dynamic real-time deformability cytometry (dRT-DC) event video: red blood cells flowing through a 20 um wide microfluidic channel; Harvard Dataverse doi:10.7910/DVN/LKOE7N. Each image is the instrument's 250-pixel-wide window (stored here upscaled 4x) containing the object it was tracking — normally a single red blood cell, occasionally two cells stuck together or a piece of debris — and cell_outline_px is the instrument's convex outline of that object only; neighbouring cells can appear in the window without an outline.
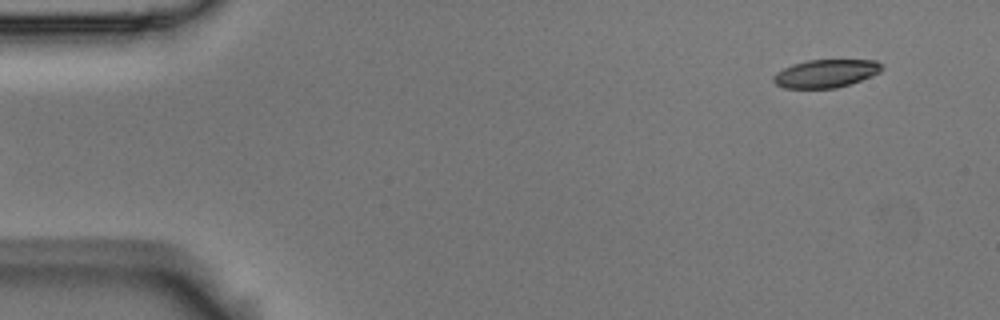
{"species": "Egyptian fruit bat (a non-hibernating species)", "species_latin": "Rousettus aegyptiacus", "temperature_condition": "room temperature", "stored_images_in_passage": 5, "camera_frame_rate_fps": 3000, "um_per_image_px": 0.085, "animal": {"sex": "male"}, "frame": {"image": 1, "passage_image": 5, "time_ms": 1.333, "image_size_px": [1000, 320], "cell_outline_px": [[884, 68], [880, 72], [860, 80], [836, 88], [784, 88], [776, 84], [772, 80], [772, 76], [776, 72], [792, 64], [808, 60], [876, 60]], "centroid_in_image_um": [70.16, 6.24], "position_along_channel_um": 14.8, "area_um2": 17.63}}